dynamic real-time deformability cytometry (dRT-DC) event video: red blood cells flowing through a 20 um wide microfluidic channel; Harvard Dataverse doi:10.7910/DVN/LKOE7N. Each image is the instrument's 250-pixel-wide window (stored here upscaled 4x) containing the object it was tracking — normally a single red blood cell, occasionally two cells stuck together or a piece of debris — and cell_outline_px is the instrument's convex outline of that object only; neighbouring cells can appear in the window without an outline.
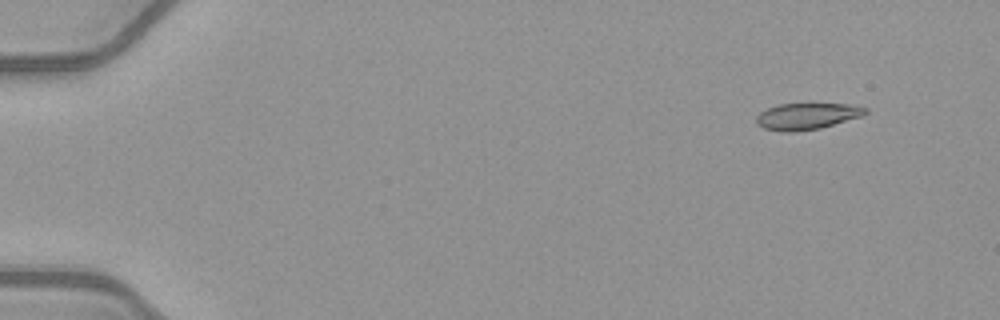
{"species": "common noctule bat (a hibernating species)", "species_latin": "Nyctalus noctula", "temperature_condition": "warm", "stored_images_in_passage": 51, "camera_frame_rate_fps": 3000, "um_per_image_px": 0.085, "animal": {"sex": "female", "body_mass_g": 21.9}, "frame": {"image": 1, "passage_image": 4, "time_ms": 1.0, "image_size_px": [1000, 320], "cell_outline_px": [[868, 112], [860, 116], [820, 128], [792, 132], [784, 132], [764, 128], [756, 124], [756, 116], [760, 112], [768, 108], [780, 104], [848, 104], [868, 108]], "centroid_in_image_um": [68.55, 9.88], "position_along_channel_um": 16.4, "area_um2": 16.59}}
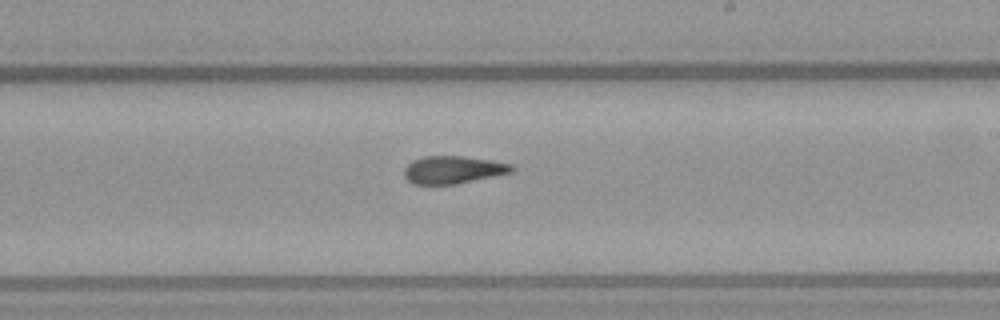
{"frame": {"image": 2, "passage_image": 31, "time_ms": 10.0, "image_size_px": [1000, 320], "cell_outline_px": [[516, 168], [512, 172], [456, 184], [412, 184], [404, 176], [404, 168], [412, 160], [424, 156], [464, 156], [492, 160], [512, 164]], "centroid_in_image_um": [38.51, 14.42], "position_along_channel_um": 250.5, "area_um2": 17.4}}
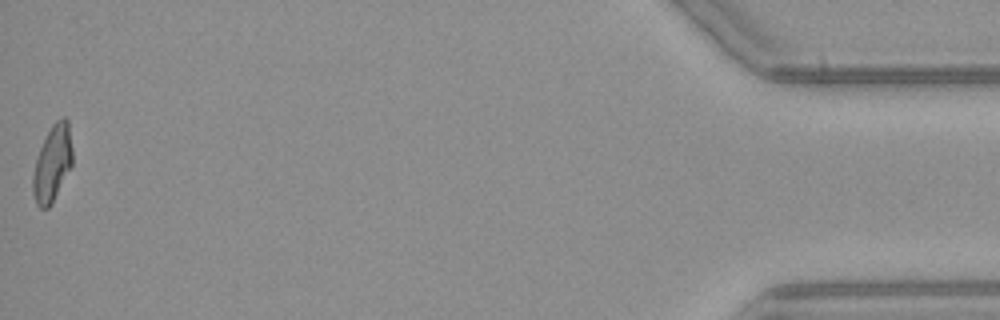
{"frame": {"image": 3, "passage_image": 51, "time_ms": 16.667, "image_size_px": [1000, 320], "cell_outline_px": [[72, 164], [52, 204], [48, 208], [40, 208], [36, 204], [32, 192], [32, 176], [36, 156], [52, 124], [60, 116], [64, 116], [68, 120], [72, 148]], "centroid_in_image_um": [4.44, 13.89], "position_along_channel_um": 430.8, "area_um2": 17.69}, "authors_computed_cell_mechanics": {"area_um2": 17.6868, "velocity_mm_per_s": 4.0746, "shape_relaxation_time_tau1_ms": null, "shape_relaxation_time_tau2_ms": 3.4972, "deformation_change_tau1": null, "deformation_change_tau2": 0.1207}}